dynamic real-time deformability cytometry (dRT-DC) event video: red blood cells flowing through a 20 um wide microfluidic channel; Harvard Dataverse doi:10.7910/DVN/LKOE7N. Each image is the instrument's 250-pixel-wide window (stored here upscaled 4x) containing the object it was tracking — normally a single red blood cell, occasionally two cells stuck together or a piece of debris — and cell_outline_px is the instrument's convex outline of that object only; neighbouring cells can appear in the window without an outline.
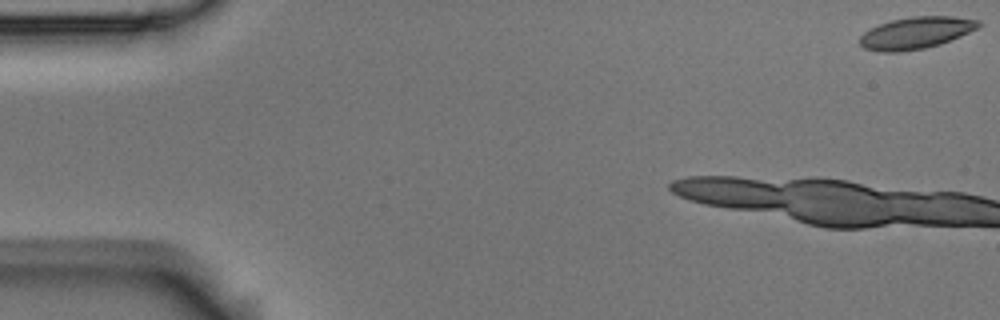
{"species": "Egyptian fruit bat (a non-hibernating species)", "species_latin": "Rousettus aegyptiacus", "temperature_condition": "room temperature", "stored_images_in_passage": 6, "camera_frame_rate_fps": 3000, "um_per_image_px": 0.085, "animal": {"sex": "male"}, "frame": {"image": 1, "passage_image": 1, "time_ms": 0.0, "image_size_px": [1000, 320], "cell_outline_px": [[984, 24], [980, 28], [940, 44], [924, 48], [900, 52], [880, 52], [864, 48], [860, 44], [860, 36], [864, 32], [880, 24], [892, 20], [912, 16], [952, 16], [980, 20]], "centroid_in_image_um": [77.9, 2.79], "position_along_channel_um": 7.1, "area_um2": 22.14}}
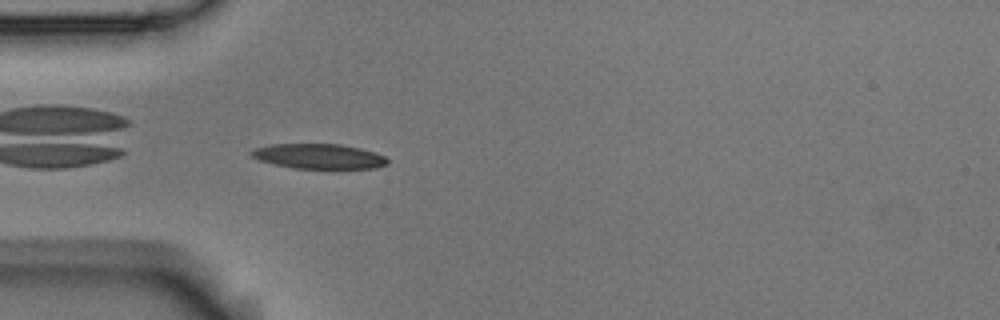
{"frame": {"image": 2, "passage_image": 6, "time_ms": 1.667, "image_size_px": [1000, 320], "cell_outline_px": [[388, 164], [376, 168], [336, 172], [292, 168], [260, 160], [252, 156], [248, 152], [252, 148], [272, 144], [340, 144], [360, 148], [376, 152], [384, 156], [388, 160]], "centroid_in_image_um": [27.18, 13.34], "position_along_channel_um": 57.8, "area_um2": 20.98}}